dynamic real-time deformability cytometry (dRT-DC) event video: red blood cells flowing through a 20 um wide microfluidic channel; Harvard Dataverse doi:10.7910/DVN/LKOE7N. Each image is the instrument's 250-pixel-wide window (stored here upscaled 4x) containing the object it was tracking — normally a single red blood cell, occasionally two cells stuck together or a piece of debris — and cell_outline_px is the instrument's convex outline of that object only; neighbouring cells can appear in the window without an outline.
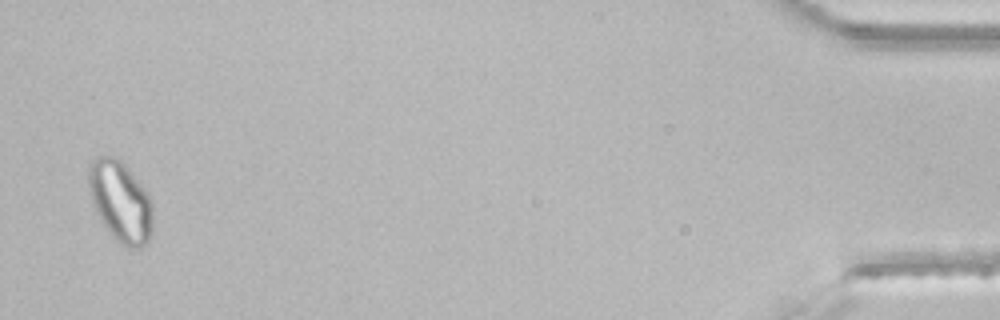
{"species": "common noctule bat (a hibernating species)", "species_latin": "Nyctalus noctula", "temperature_condition": "room temperature", "stored_images_in_passage": 41, "segment_of_instrument_passage": [2, 2], "camera_frame_rate_fps": 3000, "um_per_image_px": 0.085, "animal": {"sex": "male", "body_mass_g": 21.5, "forearm_length_mm": 52.0}, "frame": {"image": 1, "passage_image": 40, "time_ms": 13.0, "image_size_px": [1000, 320], "cell_outline_px": [[152, 232], [148, 240], [140, 248], [128, 248], [120, 244], [112, 236], [100, 220], [96, 212], [92, 200], [88, 184], [88, 168], [92, 160], [96, 156], [112, 156], [124, 164], [148, 192], [152, 204]], "centroid_in_image_um": [10.24, 17.14], "position_along_channel_um": 425.0, "area_um2": 30.23}}